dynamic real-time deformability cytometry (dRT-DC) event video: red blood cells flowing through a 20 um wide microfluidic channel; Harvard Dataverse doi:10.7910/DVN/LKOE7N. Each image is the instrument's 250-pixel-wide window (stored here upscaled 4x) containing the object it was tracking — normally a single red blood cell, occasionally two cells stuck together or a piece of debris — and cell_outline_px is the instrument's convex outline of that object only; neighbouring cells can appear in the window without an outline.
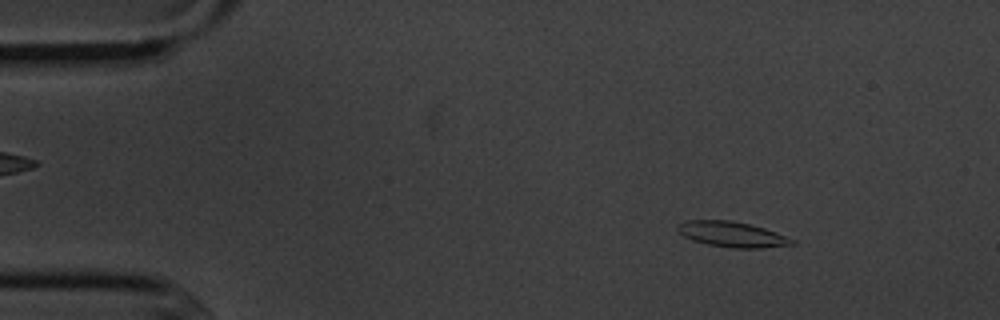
{"species": "common noctule bat (a hibernating species)", "species_latin": "Nyctalus noctula", "temperature_condition": "cold", "stored_images_in_passage": 8, "camera_frame_rate_fps": 3000, "um_per_image_px": 0.085, "animal": {"sex": "male", "body_mass_g": 20.1, "forearm_length_mm": 53.5}, "frame": {"image": 1, "passage_image": 3, "time_ms": 2.333, "image_size_px": [1000, 320], "cell_outline_px": [[796, 244], [760, 248], [732, 248], [708, 244], [692, 240], [684, 236], [676, 228], [680, 224], [688, 220], [732, 220], [764, 228], [796, 240]], "centroid_in_image_um": [62.25, 19.92], "position_along_channel_um": 22.8, "area_um2": 16.76}}
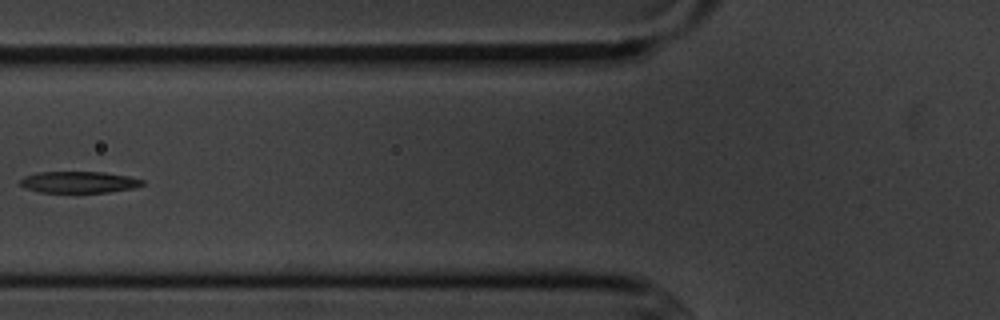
{"frame": {"image": 2, "passage_image": 7, "time_ms": 7.0, "image_size_px": [1000, 320], "cell_outline_px": [[144, 184], [136, 188], [108, 192], [40, 192], [24, 188], [20, 184], [20, 180], [24, 176], [36, 172], [104, 172], [128, 176], [144, 180]], "centroid_in_image_um": [6.71, 15.48], "position_along_channel_um": 119.1, "area_um2": 15.37}}
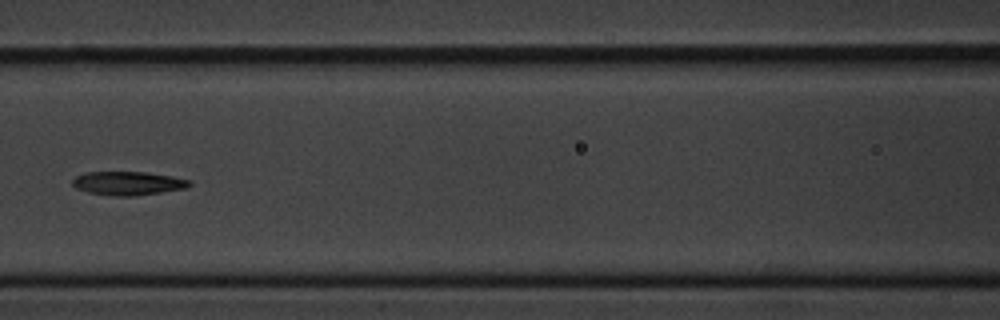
{"frame": {"image": 3, "passage_image": 8, "time_ms": 8.0, "image_size_px": [1000, 320], "cell_outline_px": [[192, 184], [184, 188], [136, 196], [112, 196], [88, 192], [76, 188], [72, 184], [72, 180], [76, 176], [88, 172], [144, 172], [172, 176], [192, 180]], "centroid_in_image_um": [10.88, 15.58], "position_along_channel_um": 155.7, "area_um2": 16.07}}